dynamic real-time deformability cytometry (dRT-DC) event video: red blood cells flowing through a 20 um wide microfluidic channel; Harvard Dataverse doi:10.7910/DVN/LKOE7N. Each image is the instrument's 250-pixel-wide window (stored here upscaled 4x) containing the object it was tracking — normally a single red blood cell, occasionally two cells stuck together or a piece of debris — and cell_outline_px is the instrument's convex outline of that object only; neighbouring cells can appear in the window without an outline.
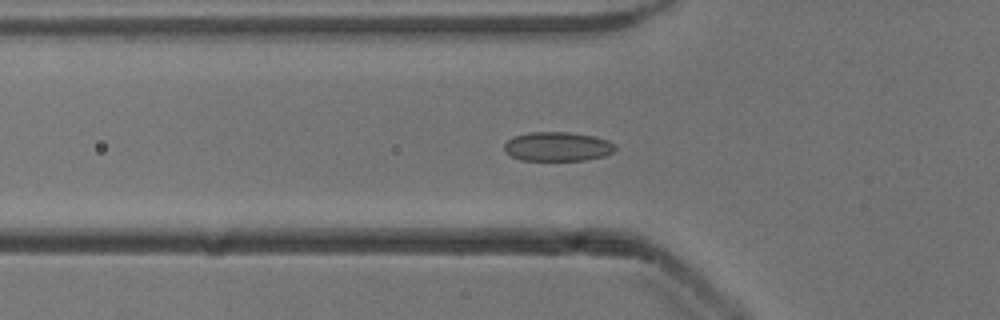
{"species": "common noctule bat (a hibernating species)", "species_latin": "Nyctalus noctula", "temperature_condition": "cold", "stored_images_in_passage": 14, "camera_frame_rate_fps": 3000, "um_per_image_px": 0.085, "animal": {"sex": "male", "body_mass_g": 13.3}, "frame": {"image": 1, "passage_image": 5, "time_ms": 1.333, "image_size_px": [1000, 320], "cell_outline_px": [[616, 148], [612, 152], [604, 156], [584, 160], [520, 160], [504, 152], [504, 144], [512, 136], [528, 132], [568, 132], [592, 136], [608, 140], [616, 144]], "centroid_in_image_um": [47.36, 12.45], "position_along_channel_um": 78.4, "area_um2": 18.96}}
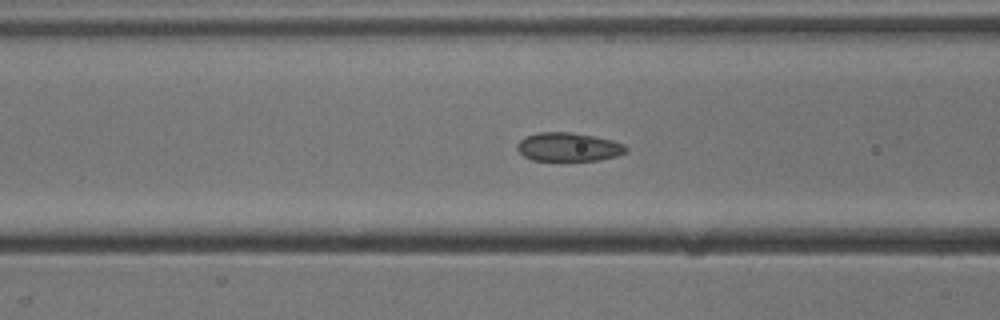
{"frame": {"image": 2, "passage_image": 8, "time_ms": 2.333, "image_size_px": [1000, 320], "cell_outline_px": [[628, 152], [616, 156], [600, 160], [532, 160], [524, 156], [516, 148], [516, 144], [524, 136], [536, 132], [572, 132], [612, 140], [624, 144], [628, 148]], "centroid_in_image_um": [48.31, 12.48], "position_along_channel_um": 118.3, "area_um2": 18.26}}
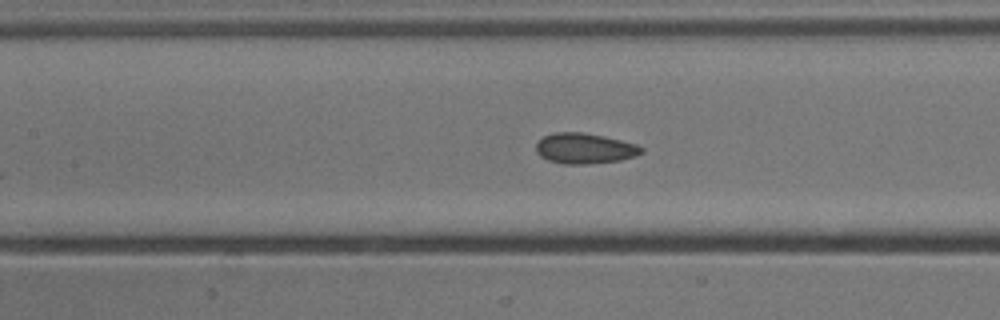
{"frame": {"image": 3, "passage_image": 11, "time_ms": 3.333, "image_size_px": [1000, 320], "cell_outline_px": [[644, 152], [636, 156], [620, 160], [584, 164], [564, 164], [548, 160], [540, 156], [536, 152], [536, 144], [544, 136], [552, 132], [584, 132], [604, 136], [636, 144], [644, 148]], "centroid_in_image_um": [49.7, 12.61], "position_along_channel_um": 157.7, "area_um2": 18.79}}